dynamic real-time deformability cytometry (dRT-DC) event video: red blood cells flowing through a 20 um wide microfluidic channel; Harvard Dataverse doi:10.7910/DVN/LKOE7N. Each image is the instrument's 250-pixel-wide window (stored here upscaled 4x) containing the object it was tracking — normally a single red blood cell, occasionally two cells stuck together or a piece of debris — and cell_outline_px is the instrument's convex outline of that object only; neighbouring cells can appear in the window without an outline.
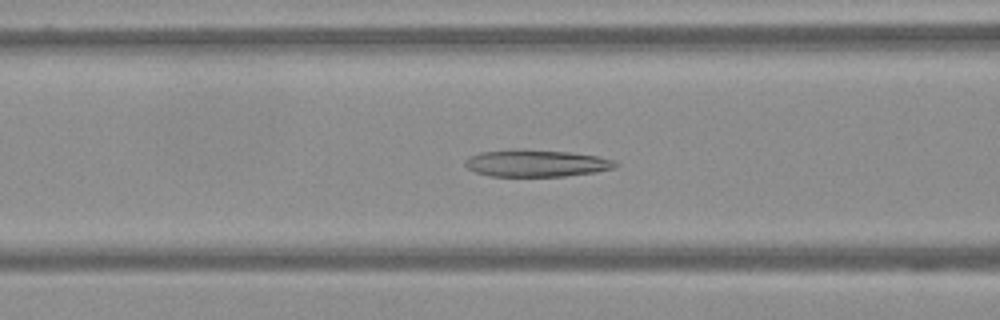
{"species": "Egyptian fruit bat (a non-hibernating species)", "species_latin": "Rousettus aegyptiacus", "temperature_condition": "warm", "stored_images_in_passage": 56, "camera_frame_rate_fps": 3000, "um_per_image_px": 0.085, "frame": {"image": 1, "passage_image": 19, "time_ms": 6.0, "image_size_px": [1000, 320], "cell_outline_px": [[620, 164], [612, 168], [596, 172], [564, 176], [492, 176], [476, 172], [468, 168], [464, 164], [464, 160], [468, 156], [480, 152], [520, 148], [568, 152], [596, 156], [612, 160]], "centroid_in_image_um": [45.53, 13.86], "position_along_channel_um": 121.1, "area_um2": 23.7}}
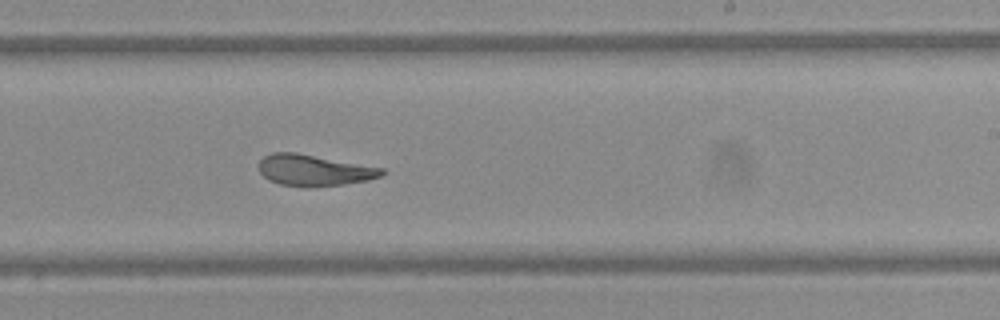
{"frame": {"image": 2, "passage_image": 32, "time_ms": 10.333, "image_size_px": [1000, 320], "cell_outline_px": [[388, 172], [384, 176], [368, 180], [344, 184], [312, 188], [308, 188], [280, 184], [268, 180], [260, 172], [260, 160], [264, 156], [272, 152], [296, 152], [384, 168]], "centroid_in_image_um": [26.74, 14.48], "position_along_channel_um": 262.3, "area_um2": 22.72}}
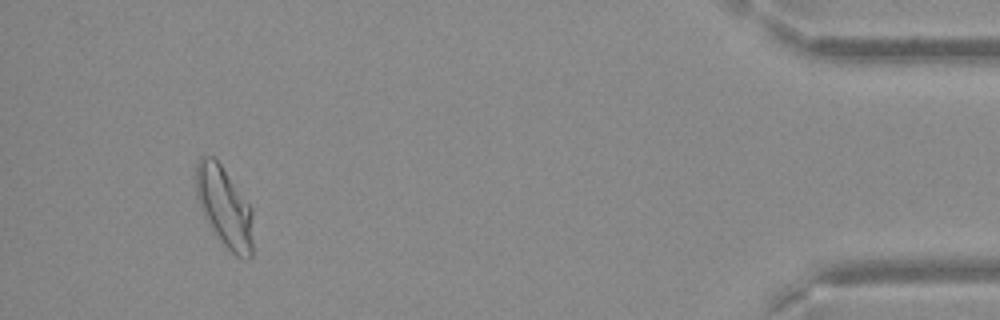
{"frame": {"image": 3, "passage_image": 52, "time_ms": 17.0, "image_size_px": [1000, 320], "cell_outline_px": [[252, 256], [248, 260], [244, 260], [236, 256], [220, 240], [208, 224], [196, 200], [196, 164], [200, 156], [212, 156], [220, 164], [252, 208]], "centroid_in_image_um": [19.06, 17.61], "position_along_channel_um": 416.1, "area_um2": 26.65}}